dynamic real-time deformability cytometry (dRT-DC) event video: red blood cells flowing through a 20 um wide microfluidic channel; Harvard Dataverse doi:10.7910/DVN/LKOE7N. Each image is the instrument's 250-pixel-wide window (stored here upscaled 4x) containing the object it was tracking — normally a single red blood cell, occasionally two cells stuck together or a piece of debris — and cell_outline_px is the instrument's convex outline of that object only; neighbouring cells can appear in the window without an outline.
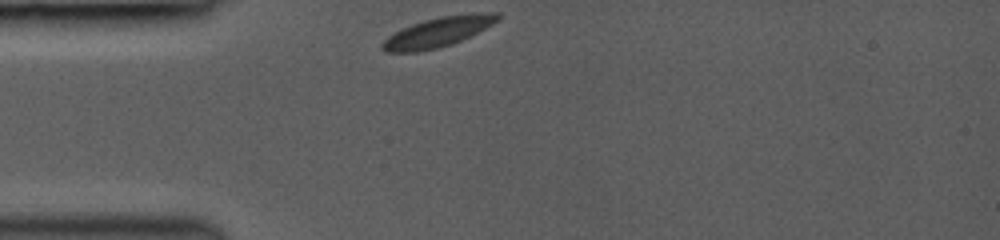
{"species": "common noctule bat (a hibernating species)", "species_latin": "Nyctalus noctula", "temperature_condition": "room temperature", "stored_images_in_passage": 7, "camera_frame_rate_fps": 3000, "um_per_image_px": 0.085, "animal": {"sex": "female", "body_mass_g": 19.0, "forearm_length_mm": 53.3}, "frame": {"image": 1, "passage_image": 1, "time_ms": 0.0, "image_size_px": [1000, 240], "cell_outline_px": [[500, 20], [452, 44], [436, 48], [416, 52], [384, 52], [380, 48], [380, 44], [388, 36], [412, 24], [424, 20], [440, 16], [472, 12], [500, 12]], "centroid_in_image_um": [37.23, 2.71], "position_along_channel_um": 47.8, "area_um2": 19.94}}